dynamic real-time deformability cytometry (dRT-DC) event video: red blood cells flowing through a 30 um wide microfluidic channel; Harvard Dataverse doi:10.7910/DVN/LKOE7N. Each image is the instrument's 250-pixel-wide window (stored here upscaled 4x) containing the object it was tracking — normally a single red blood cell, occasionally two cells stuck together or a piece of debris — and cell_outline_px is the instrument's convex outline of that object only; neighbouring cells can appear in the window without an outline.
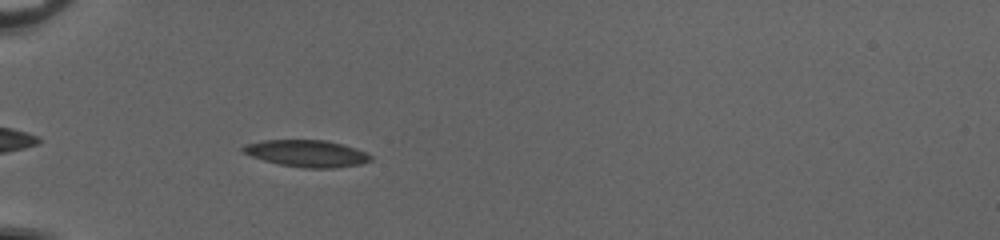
{"species": "common noctule bat (a hibernating species)", "species_latin": "Nyctalus noctula", "temperature_condition": "cold", "stored_images_in_passage": 38, "camera_frame_rate_fps": 3000, "um_per_image_px": 0.085, "animal": {"sex": "female", "body_mass_g": 20.0, "forearm_length_mm": 54.0}, "frame": {"image": 1, "passage_image": 3, "time_ms": 0.667, "image_size_px": [1000, 240], "cell_outline_px": [[372, 160], [360, 164], [332, 168], [304, 168], [280, 164], [264, 160], [252, 156], [244, 152], [240, 148], [244, 144], [264, 140], [324, 140], [344, 144], [356, 148], [372, 156]], "centroid_in_image_um": [26.08, 13.03], "position_along_channel_um": 58.9, "area_um2": 19.88}}
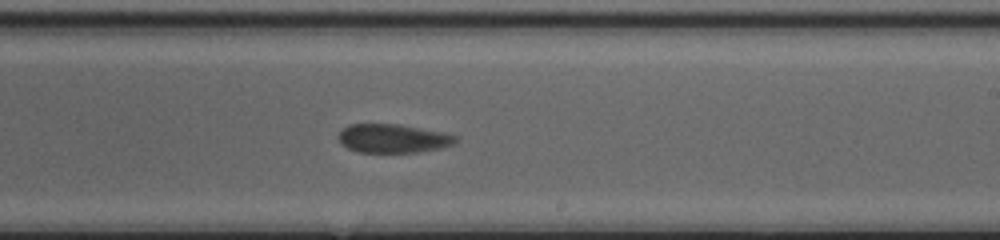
{"frame": {"image": 2, "passage_image": 19, "time_ms": 6.0, "image_size_px": [1000, 240], "cell_outline_px": [[456, 140], [452, 144], [440, 148], [420, 152], [356, 152], [340, 144], [336, 136], [348, 124], [400, 124], [444, 132], [456, 136]], "centroid_in_image_um": [33.35, 11.76], "position_along_channel_um": 255.6, "area_um2": 19.71}}
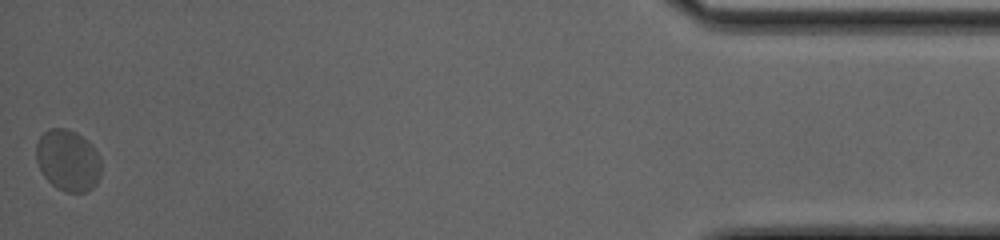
{"frame": {"image": 3, "passage_image": 38, "time_ms": 12.333, "image_size_px": [1000, 240], "cell_outline_px": [[100, 176], [96, 184], [88, 192], [64, 192], [56, 188], [44, 176], [36, 160], [36, 144], [40, 136], [48, 128], [64, 128], [76, 132], [88, 140], [100, 156]], "centroid_in_image_um": [5.78, 13.63], "position_along_channel_um": 429.4, "area_um2": 23.47}, "authors_computed_cell_mechanics": {"area_um2": 20.0566, "velocity_mm_per_s": 3.956, "shape_relaxation_time_tau1_ms": 6.1943, "shape_relaxation_time_tau2_ms": 1.1223, "deformation_change_tau1": 0.1175, "deformation_change_tau2": 0.0575}}